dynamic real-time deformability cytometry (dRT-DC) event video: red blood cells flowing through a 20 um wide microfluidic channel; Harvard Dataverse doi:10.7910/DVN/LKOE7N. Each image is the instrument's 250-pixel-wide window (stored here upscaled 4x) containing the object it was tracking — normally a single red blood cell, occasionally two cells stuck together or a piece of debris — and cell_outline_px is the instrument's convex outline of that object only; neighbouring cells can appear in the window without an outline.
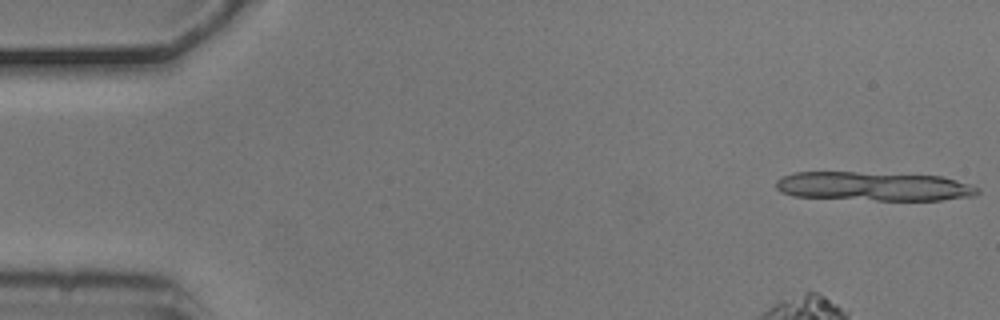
{"species": "common noctule bat (a hibernating species)", "species_latin": "Nyctalus noctula", "temperature_condition": "cold", "stored_images_in_passage": 6, "camera_frame_rate_fps": 3000, "um_per_image_px": 0.085, "animal": {"sex": "male", "body_mass_g": 20.5, "forearm_length_mm": 52.5}, "frame": {"image": 1, "passage_image": 1, "time_ms": 0.0, "image_size_px": [1000, 320], "cell_outline_px": [[980, 192], [976, 196], [940, 200], [876, 200], [792, 196], [780, 192], [776, 188], [776, 180], [784, 176], [796, 172], [856, 172], [940, 176], [972, 184], [980, 188]], "centroid_in_image_um": [74.29, 15.84], "position_along_channel_um": 10.7, "area_um2": 34.16}}